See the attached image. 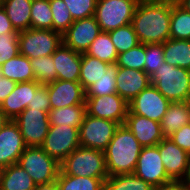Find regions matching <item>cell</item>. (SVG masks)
Masks as SVG:
<instances>
[{"mask_svg": "<svg viewBox=\"0 0 190 190\" xmlns=\"http://www.w3.org/2000/svg\"><path fill=\"white\" fill-rule=\"evenodd\" d=\"M171 0H140L132 26L140 43H164L170 39Z\"/></svg>", "mask_w": 190, "mask_h": 190, "instance_id": "obj_1", "label": "cell"}, {"mask_svg": "<svg viewBox=\"0 0 190 190\" xmlns=\"http://www.w3.org/2000/svg\"><path fill=\"white\" fill-rule=\"evenodd\" d=\"M142 148L128 127L120 125L104 151L108 176L133 174Z\"/></svg>", "mask_w": 190, "mask_h": 190, "instance_id": "obj_2", "label": "cell"}, {"mask_svg": "<svg viewBox=\"0 0 190 190\" xmlns=\"http://www.w3.org/2000/svg\"><path fill=\"white\" fill-rule=\"evenodd\" d=\"M150 84L170 102L190 101V70L165 62L150 76Z\"/></svg>", "mask_w": 190, "mask_h": 190, "instance_id": "obj_3", "label": "cell"}, {"mask_svg": "<svg viewBox=\"0 0 190 190\" xmlns=\"http://www.w3.org/2000/svg\"><path fill=\"white\" fill-rule=\"evenodd\" d=\"M63 174L77 177L108 178L104 151L79 146L60 163Z\"/></svg>", "mask_w": 190, "mask_h": 190, "instance_id": "obj_4", "label": "cell"}, {"mask_svg": "<svg viewBox=\"0 0 190 190\" xmlns=\"http://www.w3.org/2000/svg\"><path fill=\"white\" fill-rule=\"evenodd\" d=\"M17 164L36 185L56 181L60 171V164L41 147H26Z\"/></svg>", "mask_w": 190, "mask_h": 190, "instance_id": "obj_5", "label": "cell"}, {"mask_svg": "<svg viewBox=\"0 0 190 190\" xmlns=\"http://www.w3.org/2000/svg\"><path fill=\"white\" fill-rule=\"evenodd\" d=\"M19 54L31 59L52 55L63 43L62 34L50 29L20 31Z\"/></svg>", "mask_w": 190, "mask_h": 190, "instance_id": "obj_6", "label": "cell"}, {"mask_svg": "<svg viewBox=\"0 0 190 190\" xmlns=\"http://www.w3.org/2000/svg\"><path fill=\"white\" fill-rule=\"evenodd\" d=\"M140 0H98L94 17L102 32L128 25Z\"/></svg>", "mask_w": 190, "mask_h": 190, "instance_id": "obj_7", "label": "cell"}, {"mask_svg": "<svg viewBox=\"0 0 190 190\" xmlns=\"http://www.w3.org/2000/svg\"><path fill=\"white\" fill-rule=\"evenodd\" d=\"M119 126L115 121L85 114L79 127L80 146L105 151Z\"/></svg>", "mask_w": 190, "mask_h": 190, "instance_id": "obj_8", "label": "cell"}, {"mask_svg": "<svg viewBox=\"0 0 190 190\" xmlns=\"http://www.w3.org/2000/svg\"><path fill=\"white\" fill-rule=\"evenodd\" d=\"M79 146V128L68 125H50L47 136L40 147L60 164Z\"/></svg>", "mask_w": 190, "mask_h": 190, "instance_id": "obj_9", "label": "cell"}, {"mask_svg": "<svg viewBox=\"0 0 190 190\" xmlns=\"http://www.w3.org/2000/svg\"><path fill=\"white\" fill-rule=\"evenodd\" d=\"M13 121L18 125L27 147H40L50 128L48 113L26 108Z\"/></svg>", "mask_w": 190, "mask_h": 190, "instance_id": "obj_10", "label": "cell"}, {"mask_svg": "<svg viewBox=\"0 0 190 190\" xmlns=\"http://www.w3.org/2000/svg\"><path fill=\"white\" fill-rule=\"evenodd\" d=\"M86 114L115 121L120 125L125 123L128 114V102L117 93L102 96L86 97Z\"/></svg>", "mask_w": 190, "mask_h": 190, "instance_id": "obj_11", "label": "cell"}, {"mask_svg": "<svg viewBox=\"0 0 190 190\" xmlns=\"http://www.w3.org/2000/svg\"><path fill=\"white\" fill-rule=\"evenodd\" d=\"M170 103L154 85L149 84L146 89L128 102V107L131 113L160 123Z\"/></svg>", "mask_w": 190, "mask_h": 190, "instance_id": "obj_12", "label": "cell"}, {"mask_svg": "<svg viewBox=\"0 0 190 190\" xmlns=\"http://www.w3.org/2000/svg\"><path fill=\"white\" fill-rule=\"evenodd\" d=\"M134 174L149 183L152 187L172 182L166 173L157 146L142 148Z\"/></svg>", "mask_w": 190, "mask_h": 190, "instance_id": "obj_13", "label": "cell"}, {"mask_svg": "<svg viewBox=\"0 0 190 190\" xmlns=\"http://www.w3.org/2000/svg\"><path fill=\"white\" fill-rule=\"evenodd\" d=\"M100 32V26L94 16L75 20L62 35L63 44L82 54L88 50Z\"/></svg>", "mask_w": 190, "mask_h": 190, "instance_id": "obj_14", "label": "cell"}, {"mask_svg": "<svg viewBox=\"0 0 190 190\" xmlns=\"http://www.w3.org/2000/svg\"><path fill=\"white\" fill-rule=\"evenodd\" d=\"M166 173L172 181H184L189 170V154L169 138L156 145Z\"/></svg>", "mask_w": 190, "mask_h": 190, "instance_id": "obj_15", "label": "cell"}, {"mask_svg": "<svg viewBox=\"0 0 190 190\" xmlns=\"http://www.w3.org/2000/svg\"><path fill=\"white\" fill-rule=\"evenodd\" d=\"M45 86L47 87L51 109L86 105V91L79 81L56 80Z\"/></svg>", "mask_w": 190, "mask_h": 190, "instance_id": "obj_16", "label": "cell"}, {"mask_svg": "<svg viewBox=\"0 0 190 190\" xmlns=\"http://www.w3.org/2000/svg\"><path fill=\"white\" fill-rule=\"evenodd\" d=\"M26 147L18 125L10 120L0 130V169L16 164Z\"/></svg>", "mask_w": 190, "mask_h": 190, "instance_id": "obj_17", "label": "cell"}, {"mask_svg": "<svg viewBox=\"0 0 190 190\" xmlns=\"http://www.w3.org/2000/svg\"><path fill=\"white\" fill-rule=\"evenodd\" d=\"M124 125L142 147L156 146L164 139L159 122L133 114L129 110Z\"/></svg>", "mask_w": 190, "mask_h": 190, "instance_id": "obj_18", "label": "cell"}, {"mask_svg": "<svg viewBox=\"0 0 190 190\" xmlns=\"http://www.w3.org/2000/svg\"><path fill=\"white\" fill-rule=\"evenodd\" d=\"M115 81L117 94L129 102L149 86L150 77L144 71L118 67Z\"/></svg>", "mask_w": 190, "mask_h": 190, "instance_id": "obj_19", "label": "cell"}, {"mask_svg": "<svg viewBox=\"0 0 190 190\" xmlns=\"http://www.w3.org/2000/svg\"><path fill=\"white\" fill-rule=\"evenodd\" d=\"M40 86L36 80L17 83L14 90L0 104V110L13 120L27 108Z\"/></svg>", "mask_w": 190, "mask_h": 190, "instance_id": "obj_20", "label": "cell"}, {"mask_svg": "<svg viewBox=\"0 0 190 190\" xmlns=\"http://www.w3.org/2000/svg\"><path fill=\"white\" fill-rule=\"evenodd\" d=\"M57 80L79 81L82 54L63 43L52 54Z\"/></svg>", "mask_w": 190, "mask_h": 190, "instance_id": "obj_21", "label": "cell"}, {"mask_svg": "<svg viewBox=\"0 0 190 190\" xmlns=\"http://www.w3.org/2000/svg\"><path fill=\"white\" fill-rule=\"evenodd\" d=\"M190 123V101L171 102L163 115L160 125L164 138Z\"/></svg>", "mask_w": 190, "mask_h": 190, "instance_id": "obj_22", "label": "cell"}, {"mask_svg": "<svg viewBox=\"0 0 190 190\" xmlns=\"http://www.w3.org/2000/svg\"><path fill=\"white\" fill-rule=\"evenodd\" d=\"M36 184L17 163L0 169V190H34Z\"/></svg>", "mask_w": 190, "mask_h": 190, "instance_id": "obj_23", "label": "cell"}, {"mask_svg": "<svg viewBox=\"0 0 190 190\" xmlns=\"http://www.w3.org/2000/svg\"><path fill=\"white\" fill-rule=\"evenodd\" d=\"M163 51L166 63L190 70V40L170 38L163 43Z\"/></svg>", "mask_w": 190, "mask_h": 190, "instance_id": "obj_24", "label": "cell"}, {"mask_svg": "<svg viewBox=\"0 0 190 190\" xmlns=\"http://www.w3.org/2000/svg\"><path fill=\"white\" fill-rule=\"evenodd\" d=\"M32 0H4L3 9L16 31L30 29Z\"/></svg>", "mask_w": 190, "mask_h": 190, "instance_id": "obj_25", "label": "cell"}, {"mask_svg": "<svg viewBox=\"0 0 190 190\" xmlns=\"http://www.w3.org/2000/svg\"><path fill=\"white\" fill-rule=\"evenodd\" d=\"M2 76L16 83L36 80L30 59L18 54L0 66Z\"/></svg>", "mask_w": 190, "mask_h": 190, "instance_id": "obj_26", "label": "cell"}, {"mask_svg": "<svg viewBox=\"0 0 190 190\" xmlns=\"http://www.w3.org/2000/svg\"><path fill=\"white\" fill-rule=\"evenodd\" d=\"M86 114V105L66 106L48 112L50 125H68L79 128Z\"/></svg>", "mask_w": 190, "mask_h": 190, "instance_id": "obj_27", "label": "cell"}, {"mask_svg": "<svg viewBox=\"0 0 190 190\" xmlns=\"http://www.w3.org/2000/svg\"><path fill=\"white\" fill-rule=\"evenodd\" d=\"M109 63L98 58L82 53L79 82L86 90L90 85L99 80L107 72Z\"/></svg>", "mask_w": 190, "mask_h": 190, "instance_id": "obj_28", "label": "cell"}, {"mask_svg": "<svg viewBox=\"0 0 190 190\" xmlns=\"http://www.w3.org/2000/svg\"><path fill=\"white\" fill-rule=\"evenodd\" d=\"M170 38L190 40V12L171 0Z\"/></svg>", "mask_w": 190, "mask_h": 190, "instance_id": "obj_29", "label": "cell"}, {"mask_svg": "<svg viewBox=\"0 0 190 190\" xmlns=\"http://www.w3.org/2000/svg\"><path fill=\"white\" fill-rule=\"evenodd\" d=\"M106 179L71 176L59 171L56 181L58 190H104Z\"/></svg>", "mask_w": 190, "mask_h": 190, "instance_id": "obj_30", "label": "cell"}, {"mask_svg": "<svg viewBox=\"0 0 190 190\" xmlns=\"http://www.w3.org/2000/svg\"><path fill=\"white\" fill-rule=\"evenodd\" d=\"M85 53L107 63H115L118 58L116 47L111 41L109 33L102 31L93 40Z\"/></svg>", "mask_w": 190, "mask_h": 190, "instance_id": "obj_31", "label": "cell"}, {"mask_svg": "<svg viewBox=\"0 0 190 190\" xmlns=\"http://www.w3.org/2000/svg\"><path fill=\"white\" fill-rule=\"evenodd\" d=\"M152 188L134 173L109 176L104 182V190H152Z\"/></svg>", "mask_w": 190, "mask_h": 190, "instance_id": "obj_32", "label": "cell"}, {"mask_svg": "<svg viewBox=\"0 0 190 190\" xmlns=\"http://www.w3.org/2000/svg\"><path fill=\"white\" fill-rule=\"evenodd\" d=\"M118 66L117 63H109L107 72L103 77L90 85L86 91V97L104 96L117 93L116 81Z\"/></svg>", "mask_w": 190, "mask_h": 190, "instance_id": "obj_33", "label": "cell"}, {"mask_svg": "<svg viewBox=\"0 0 190 190\" xmlns=\"http://www.w3.org/2000/svg\"><path fill=\"white\" fill-rule=\"evenodd\" d=\"M30 28L53 30L49 0H32Z\"/></svg>", "mask_w": 190, "mask_h": 190, "instance_id": "obj_34", "label": "cell"}, {"mask_svg": "<svg viewBox=\"0 0 190 190\" xmlns=\"http://www.w3.org/2000/svg\"><path fill=\"white\" fill-rule=\"evenodd\" d=\"M34 77L41 85H46L57 80V72L52 55L42 56L30 60Z\"/></svg>", "mask_w": 190, "mask_h": 190, "instance_id": "obj_35", "label": "cell"}, {"mask_svg": "<svg viewBox=\"0 0 190 190\" xmlns=\"http://www.w3.org/2000/svg\"><path fill=\"white\" fill-rule=\"evenodd\" d=\"M108 33L111 38V41L116 47L118 54L128 51L129 49L140 44L131 23L128 25L119 27Z\"/></svg>", "mask_w": 190, "mask_h": 190, "instance_id": "obj_36", "label": "cell"}, {"mask_svg": "<svg viewBox=\"0 0 190 190\" xmlns=\"http://www.w3.org/2000/svg\"><path fill=\"white\" fill-rule=\"evenodd\" d=\"M53 18V30L64 34L74 22L67 5L63 0H49Z\"/></svg>", "mask_w": 190, "mask_h": 190, "instance_id": "obj_37", "label": "cell"}, {"mask_svg": "<svg viewBox=\"0 0 190 190\" xmlns=\"http://www.w3.org/2000/svg\"><path fill=\"white\" fill-rule=\"evenodd\" d=\"M117 66L144 71L145 64V44L140 43L137 46L118 54Z\"/></svg>", "mask_w": 190, "mask_h": 190, "instance_id": "obj_38", "label": "cell"}, {"mask_svg": "<svg viewBox=\"0 0 190 190\" xmlns=\"http://www.w3.org/2000/svg\"><path fill=\"white\" fill-rule=\"evenodd\" d=\"M163 63V43L145 44L144 72L150 77Z\"/></svg>", "mask_w": 190, "mask_h": 190, "instance_id": "obj_39", "label": "cell"}, {"mask_svg": "<svg viewBox=\"0 0 190 190\" xmlns=\"http://www.w3.org/2000/svg\"><path fill=\"white\" fill-rule=\"evenodd\" d=\"M19 32L0 34V66L19 54Z\"/></svg>", "mask_w": 190, "mask_h": 190, "instance_id": "obj_40", "label": "cell"}, {"mask_svg": "<svg viewBox=\"0 0 190 190\" xmlns=\"http://www.w3.org/2000/svg\"><path fill=\"white\" fill-rule=\"evenodd\" d=\"M73 20L94 16L98 0H63Z\"/></svg>", "mask_w": 190, "mask_h": 190, "instance_id": "obj_41", "label": "cell"}, {"mask_svg": "<svg viewBox=\"0 0 190 190\" xmlns=\"http://www.w3.org/2000/svg\"><path fill=\"white\" fill-rule=\"evenodd\" d=\"M27 108L43 110L48 113L51 110V104L49 100V95L47 92V87L41 85L35 92L33 99L29 102Z\"/></svg>", "mask_w": 190, "mask_h": 190, "instance_id": "obj_42", "label": "cell"}, {"mask_svg": "<svg viewBox=\"0 0 190 190\" xmlns=\"http://www.w3.org/2000/svg\"><path fill=\"white\" fill-rule=\"evenodd\" d=\"M169 139L190 155V123L175 131Z\"/></svg>", "mask_w": 190, "mask_h": 190, "instance_id": "obj_43", "label": "cell"}, {"mask_svg": "<svg viewBox=\"0 0 190 190\" xmlns=\"http://www.w3.org/2000/svg\"><path fill=\"white\" fill-rule=\"evenodd\" d=\"M16 82L2 76L0 68V104L14 90Z\"/></svg>", "mask_w": 190, "mask_h": 190, "instance_id": "obj_44", "label": "cell"}, {"mask_svg": "<svg viewBox=\"0 0 190 190\" xmlns=\"http://www.w3.org/2000/svg\"><path fill=\"white\" fill-rule=\"evenodd\" d=\"M4 32H18L10 22L6 12L3 8H0V34Z\"/></svg>", "mask_w": 190, "mask_h": 190, "instance_id": "obj_45", "label": "cell"}, {"mask_svg": "<svg viewBox=\"0 0 190 190\" xmlns=\"http://www.w3.org/2000/svg\"><path fill=\"white\" fill-rule=\"evenodd\" d=\"M152 190H189L183 181H172L165 185L155 186Z\"/></svg>", "mask_w": 190, "mask_h": 190, "instance_id": "obj_46", "label": "cell"}, {"mask_svg": "<svg viewBox=\"0 0 190 190\" xmlns=\"http://www.w3.org/2000/svg\"><path fill=\"white\" fill-rule=\"evenodd\" d=\"M34 190H58L57 181L36 185Z\"/></svg>", "mask_w": 190, "mask_h": 190, "instance_id": "obj_47", "label": "cell"}, {"mask_svg": "<svg viewBox=\"0 0 190 190\" xmlns=\"http://www.w3.org/2000/svg\"><path fill=\"white\" fill-rule=\"evenodd\" d=\"M11 119L0 110V130L10 121Z\"/></svg>", "mask_w": 190, "mask_h": 190, "instance_id": "obj_48", "label": "cell"}, {"mask_svg": "<svg viewBox=\"0 0 190 190\" xmlns=\"http://www.w3.org/2000/svg\"><path fill=\"white\" fill-rule=\"evenodd\" d=\"M181 7L190 12V0H175Z\"/></svg>", "mask_w": 190, "mask_h": 190, "instance_id": "obj_49", "label": "cell"}, {"mask_svg": "<svg viewBox=\"0 0 190 190\" xmlns=\"http://www.w3.org/2000/svg\"><path fill=\"white\" fill-rule=\"evenodd\" d=\"M186 187L190 190V155H189V170L186 179L183 181Z\"/></svg>", "mask_w": 190, "mask_h": 190, "instance_id": "obj_50", "label": "cell"}, {"mask_svg": "<svg viewBox=\"0 0 190 190\" xmlns=\"http://www.w3.org/2000/svg\"><path fill=\"white\" fill-rule=\"evenodd\" d=\"M3 4H4V0H0V8L3 7Z\"/></svg>", "mask_w": 190, "mask_h": 190, "instance_id": "obj_51", "label": "cell"}]
</instances>
